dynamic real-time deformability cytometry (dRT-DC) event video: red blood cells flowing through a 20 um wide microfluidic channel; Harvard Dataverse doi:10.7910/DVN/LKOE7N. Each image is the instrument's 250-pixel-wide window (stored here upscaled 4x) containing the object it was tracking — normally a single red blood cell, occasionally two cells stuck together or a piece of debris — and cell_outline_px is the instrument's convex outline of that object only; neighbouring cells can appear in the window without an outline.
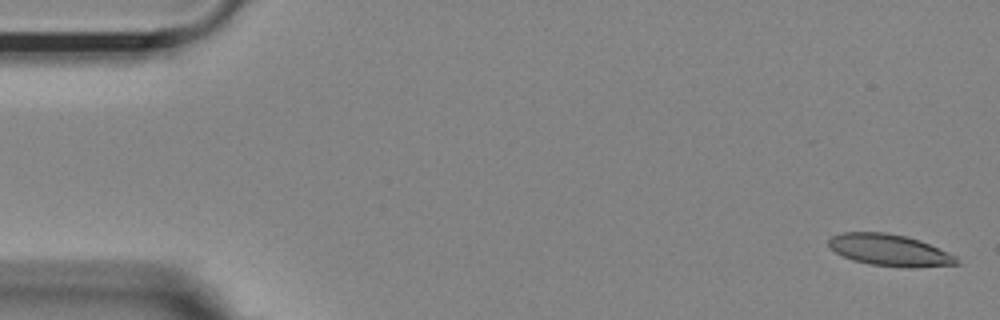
{"species": "Egyptian fruit bat (a non-hibernating species)", "species_latin": "Rousettus aegyptiacus", "temperature_condition": "room temperature", "stored_images_in_passage": 40, "camera_frame_rate_fps": 3000, "um_per_image_px": 0.085, "animal": {"sex": "female"}, "frame": {"image": 1, "passage_image": 2, "time_ms": 0.333, "image_size_px": [1000, 320], "cell_outline_px": [[960, 264], [912, 268], [908, 268], [872, 264], [852, 260], [836, 252], [828, 244], [828, 240], [832, 236], [840, 232], [884, 232], [908, 236], [920, 240], [956, 256]], "centroid_in_image_um": [75.63, 21.26], "position_along_channel_um": 9.4, "area_um2": 23.58}}
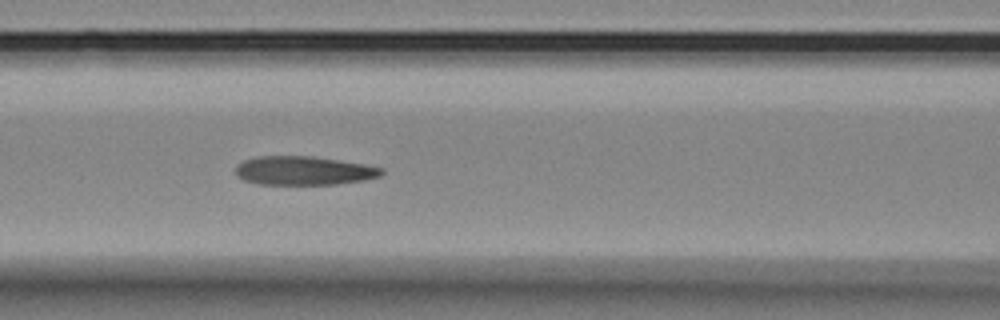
{"frame": {"image": 2, "passage_image": 23, "time_ms": 7.333, "image_size_px": [1000, 320], "cell_outline_px": [[384, 172], [380, 176], [364, 180], [336, 184], [260, 184], [244, 180], [236, 176], [236, 164], [244, 160], [260, 156], [312, 156], [364, 164], [384, 168]], "centroid_in_image_um": [25.81, 14.5], "position_along_channel_um": 140.8, "area_um2": 24.45}}
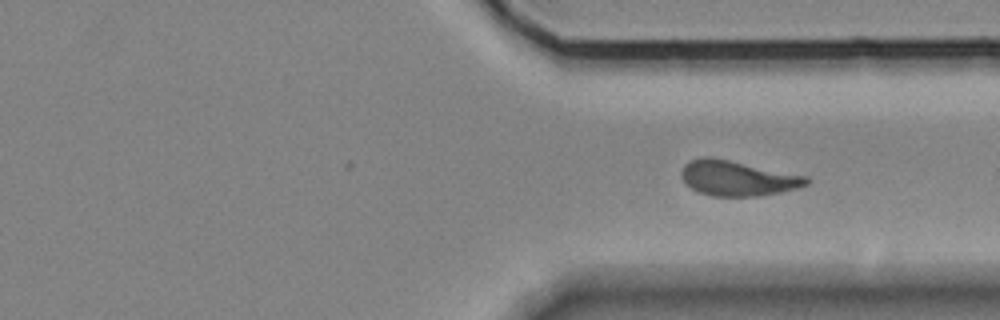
{"frame": {"image": 3, "passage_image": 40, "time_ms": 13.0, "image_size_px": [1000, 320], "cell_outline_px": [[812, 180], [808, 184], [796, 188], [780, 192], [760, 196], [712, 196], [700, 192], [692, 188], [680, 176], [680, 172], [684, 164], [688, 160], [700, 156], [712, 156], [808, 176]], "centroid_in_image_um": [62.69, 15.12], "position_along_channel_um": 348.7, "area_um2": 25.89}}